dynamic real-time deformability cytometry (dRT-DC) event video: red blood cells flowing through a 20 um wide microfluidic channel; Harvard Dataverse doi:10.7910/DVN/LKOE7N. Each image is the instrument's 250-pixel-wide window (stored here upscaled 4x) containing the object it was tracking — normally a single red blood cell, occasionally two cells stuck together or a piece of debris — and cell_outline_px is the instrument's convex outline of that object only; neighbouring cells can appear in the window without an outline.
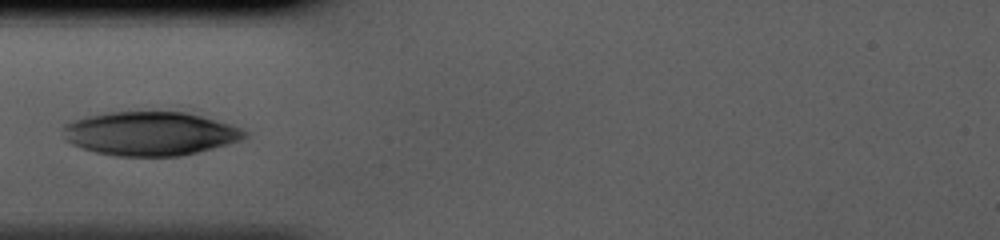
{"species": "human", "species_latin": "Homo sapiens", "temperature_condition": "cold", "stored_images_in_passage": 37, "camera_frame_rate_fps": 3000, "um_per_image_px": 0.085, "donor": {"sex": "male"}, "frame": {"image": 1, "passage_image": 10, "time_ms": 3.0, "image_size_px": [1000, 240], "cell_outline_px": [[248, 136], [240, 140], [228, 144], [180, 156], [116, 156], [96, 152], [80, 148], [64, 140], [64, 124], [88, 116], [108, 112], [184, 112], [200, 116], [228, 124], [240, 128], [248, 132]], "centroid_in_image_um": [12.74, 11.36], "position_along_channel_um": 72.3, "area_um2": 46.01}}
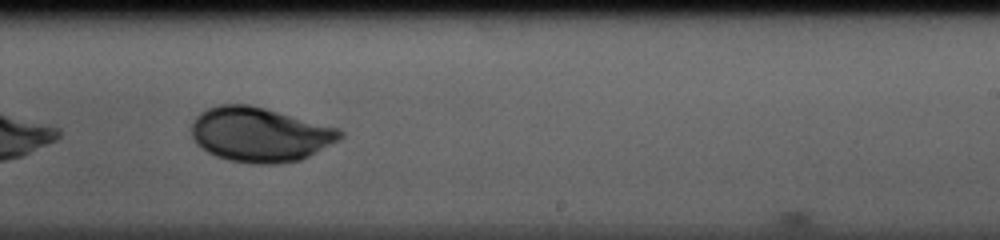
{"frame": {"image": 2, "passage_image": 24, "time_ms": 7.667, "image_size_px": [1000, 240], "cell_outline_px": [[344, 136], [340, 140], [300, 160], [276, 164], [256, 164], [228, 160], [216, 156], [208, 152], [196, 144], [192, 136], [192, 124], [196, 116], [200, 112], [208, 108], [220, 104], [248, 104], [264, 108], [340, 128], [344, 132]], "centroid_in_image_um": [22.1, 11.44], "position_along_channel_um": 266.9, "area_um2": 47.22}}
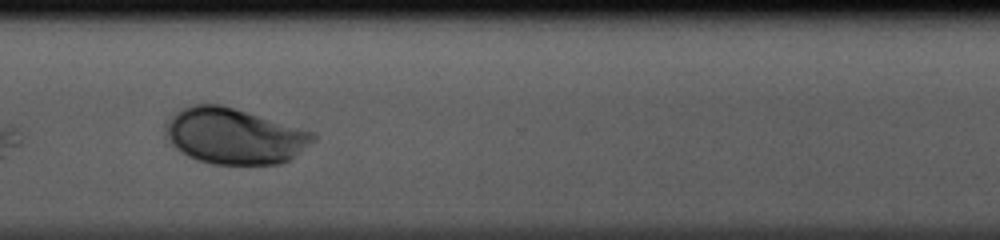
{"frame": {"image": 3, "passage_image": 30, "time_ms": 9.667, "image_size_px": [1000, 240], "cell_outline_px": [[316, 140], [288, 160], [280, 164], [212, 164], [188, 156], [176, 148], [172, 144], [168, 136], [168, 124], [176, 112], [184, 108], [196, 104], [220, 104], [316, 132]], "centroid_in_image_um": [19.99, 11.57], "position_along_channel_um": 350.6, "area_um2": 47.22}}